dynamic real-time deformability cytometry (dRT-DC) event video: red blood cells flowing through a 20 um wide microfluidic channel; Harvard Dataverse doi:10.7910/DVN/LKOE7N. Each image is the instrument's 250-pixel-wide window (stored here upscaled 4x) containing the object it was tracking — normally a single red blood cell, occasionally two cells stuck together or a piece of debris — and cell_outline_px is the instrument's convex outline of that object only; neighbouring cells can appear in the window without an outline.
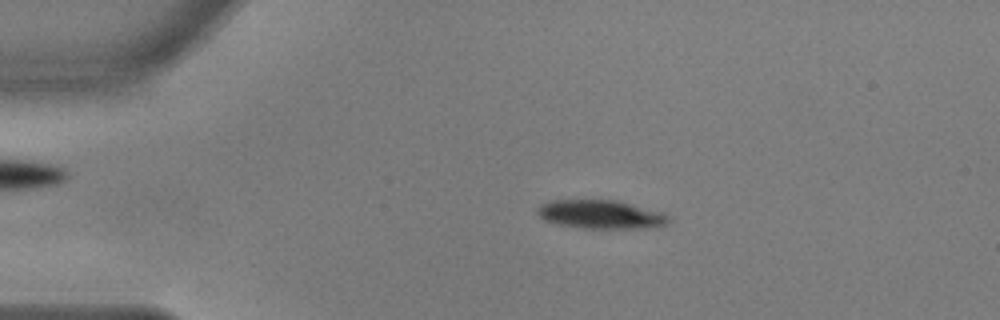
{"species": "common noctule bat (a hibernating species)", "species_latin": "Nyctalus noctula", "temperature_condition": "warm", "stored_images_in_passage": 55, "camera_frame_rate_fps": 3000, "um_per_image_px": 0.085, "animal": {"sex": "male", "body_mass_g": 17.9, "forearm_length_mm": 54.2}, "frame": {"image": 1, "passage_image": 11, "time_ms": 3.333, "image_size_px": [1000, 320], "cell_outline_px": [[668, 220], [664, 224], [656, 228], [584, 228], [560, 224], [544, 220], [536, 212], [536, 208], [540, 204], [548, 200], [616, 200], [660, 212], [668, 216]], "centroid_in_image_um": [51.0, 18.22], "position_along_channel_um": 34.0, "area_um2": 21.68}}
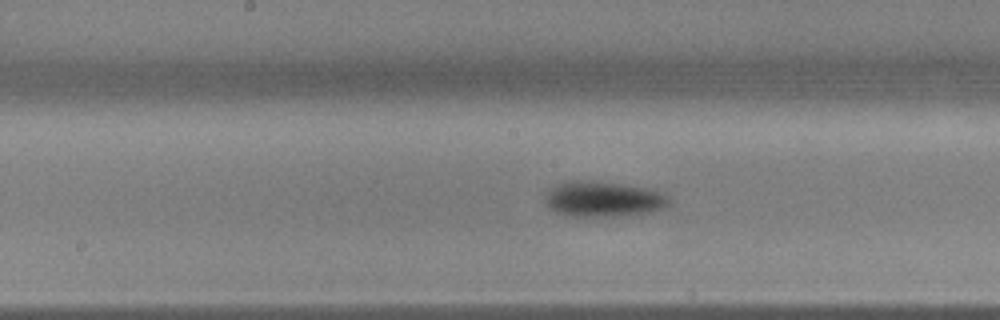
{"frame": {"image": 2, "passage_image": 28, "time_ms": 9.0, "image_size_px": [1000, 320], "cell_outline_px": [[672, 204], [652, 212], [620, 216], [564, 216], [548, 208], [544, 204], [544, 196], [548, 188], [556, 184], [572, 180], [600, 180], [644, 188], [664, 192], [668, 196]], "centroid_in_image_um": [51.23, 16.91], "position_along_channel_um": 197.0, "area_um2": 26.3}}
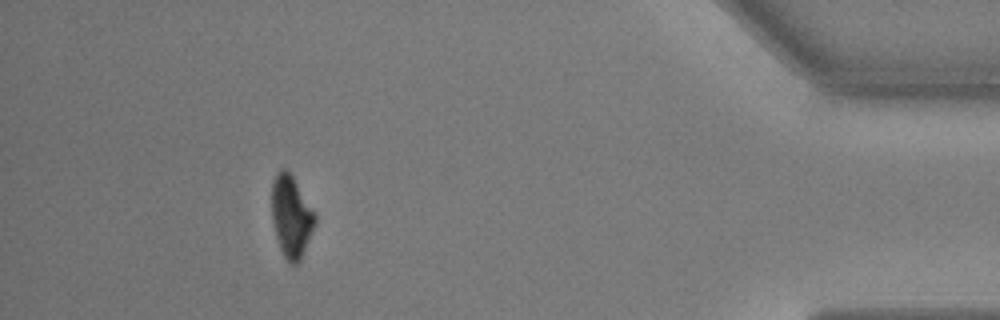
{"frame": {"image": 3, "passage_image": 50, "time_ms": 16.333, "image_size_px": [1000, 320], "cell_outline_px": [[316, 224], [300, 260], [296, 264], [292, 264], [284, 256], [280, 248], [276, 236], [272, 220], [272, 180], [276, 172], [280, 168], [284, 168], [292, 176], [316, 212]], "centroid_in_image_um": [24.76, 18.37], "position_along_channel_um": 410.4, "area_um2": 20.63}, "authors_computed_cell_mechanics": {"area_um2": 22.5998, "velocity_mm_per_s": 3.6444, "shape_relaxation_time_tau1_ms": 2.3288, "shape_relaxation_time_tau2_ms": null, "deformation_change_tau1": 0.1398, "deformation_change_tau2": null}}